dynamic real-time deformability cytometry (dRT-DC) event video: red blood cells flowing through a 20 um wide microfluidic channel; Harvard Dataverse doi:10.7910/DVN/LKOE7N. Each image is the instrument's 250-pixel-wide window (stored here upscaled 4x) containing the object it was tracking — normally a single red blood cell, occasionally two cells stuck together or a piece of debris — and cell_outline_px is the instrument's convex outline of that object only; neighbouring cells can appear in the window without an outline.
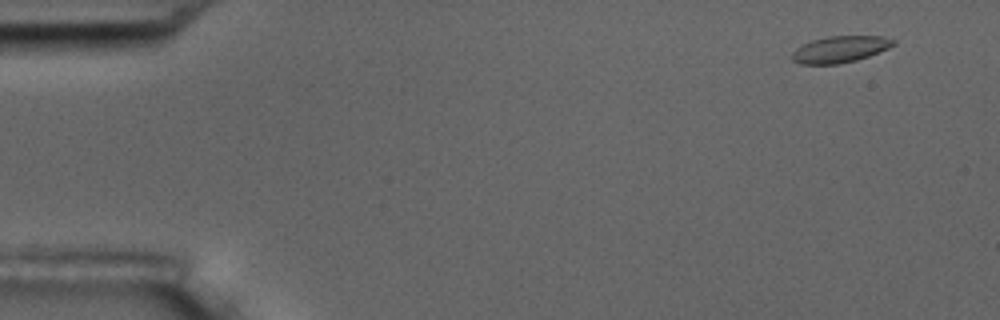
{"species": "common noctule bat (a hibernating species)", "species_latin": "Nyctalus noctula", "temperature_condition": "room temperature", "stored_images_in_passage": 6, "camera_frame_rate_fps": 3000, "um_per_image_px": 0.085, "animal": {"sex": "male", "body_mass_g": 17.5, "forearm_length_mm": 52.3}, "frame": {"image": 1, "passage_image": 1, "time_ms": 0.0, "image_size_px": [1000, 320], "cell_outline_px": [[896, 44], [888, 48], [868, 56], [856, 60], [840, 64], [800, 64], [792, 60], [792, 52], [796, 48], [812, 40], [828, 36], [880, 36], [896, 40]], "centroid_in_image_um": [71.4, 4.19], "position_along_channel_um": 13.6, "area_um2": 15.61}}
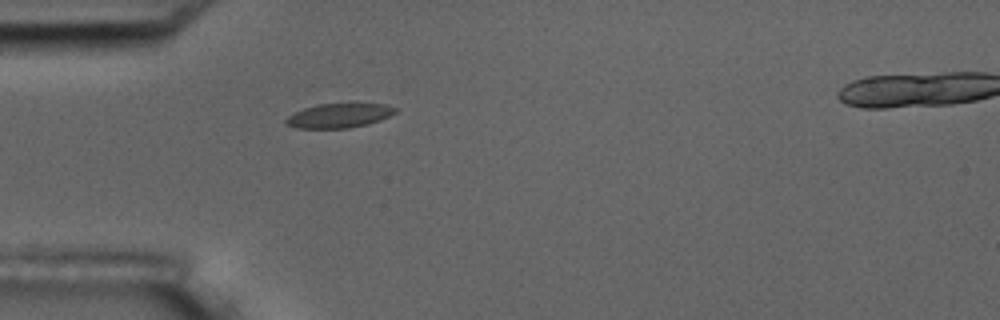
{"frame": {"image": 2, "passage_image": 5, "time_ms": 4.333, "image_size_px": [1000, 320], "cell_outline_px": [[396, 112], [380, 120], [368, 124], [348, 128], [296, 128], [288, 124], [284, 120], [288, 116], [304, 108], [316, 104], [356, 100], [384, 104], [396, 108]], "centroid_in_image_um": [28.87, 9.76], "position_along_channel_um": 56.1, "area_um2": 16.24}}